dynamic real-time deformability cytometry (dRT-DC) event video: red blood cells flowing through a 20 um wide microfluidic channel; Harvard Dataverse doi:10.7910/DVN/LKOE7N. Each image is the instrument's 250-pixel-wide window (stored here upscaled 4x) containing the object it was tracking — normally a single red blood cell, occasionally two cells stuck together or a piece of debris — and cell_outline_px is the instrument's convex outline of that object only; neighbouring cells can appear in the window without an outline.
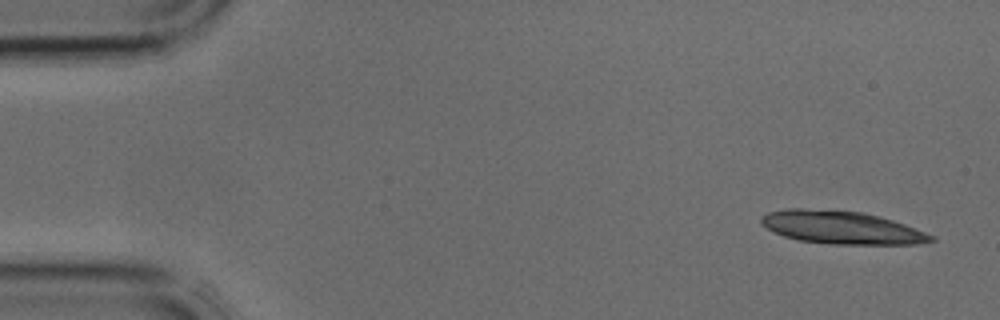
{"species": "common noctule bat (a hibernating species)", "species_latin": "Nyctalus noctula", "temperature_condition": "cold", "stored_images_in_passage": 4, "camera_frame_rate_fps": 3000, "um_per_image_px": 0.085, "animal": {"sex": "male", "body_mass_g": 17.9, "forearm_length_mm": 54.2}, "frame": {"image": 1, "passage_image": 1, "time_ms": 0.0, "image_size_px": [1000, 320], "cell_outline_px": [[936, 240], [916, 244], [832, 244], [800, 240], [784, 236], [768, 228], [760, 220], [760, 216], [768, 212], [788, 208], [804, 208], [864, 212], [880, 216], [904, 224], [936, 236]], "centroid_in_image_um": [71.56, 19.33], "position_along_channel_um": 13.4, "area_um2": 32.43}}
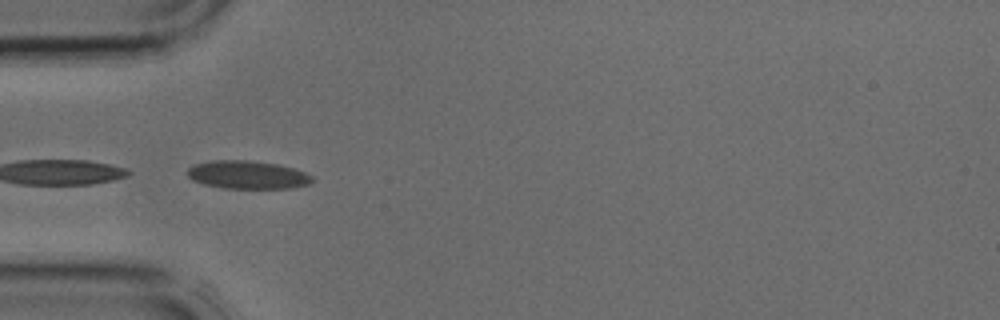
{"frame": {"image": 2, "passage_image": 4, "time_ms": 1.0, "image_size_px": [1000, 320], "cell_outline_px": [[312, 180], [308, 184], [292, 188], [224, 188], [204, 184], [192, 180], [188, 176], [188, 168], [196, 164], [212, 160], [248, 160], [276, 164], [292, 168], [304, 172], [312, 176]], "centroid_in_image_um": [21.02, 14.86], "position_along_channel_um": 64.0, "area_um2": 20.23}}